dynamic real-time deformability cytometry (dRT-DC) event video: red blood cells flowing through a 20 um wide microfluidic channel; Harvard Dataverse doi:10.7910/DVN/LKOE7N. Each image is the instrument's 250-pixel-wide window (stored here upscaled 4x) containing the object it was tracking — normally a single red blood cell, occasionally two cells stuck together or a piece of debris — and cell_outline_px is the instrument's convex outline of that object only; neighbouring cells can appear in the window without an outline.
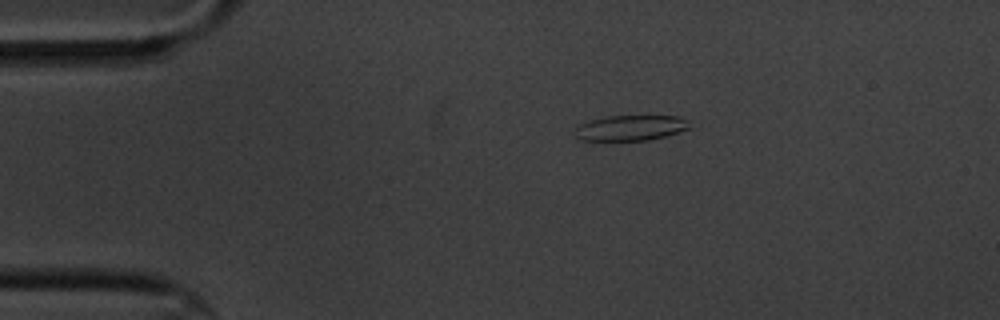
{"species": "common noctule bat (a hibernating species)", "species_latin": "Nyctalus noctula", "temperature_condition": "cold", "stored_images_in_passage": 4, "camera_frame_rate_fps": 3000, "um_per_image_px": 0.085, "animal": {"sex": "male", "body_mass_g": 20.1, "forearm_length_mm": 53.5}, "frame": {"image": 1, "passage_image": 3, "time_ms": 2.333, "image_size_px": [1000, 320], "cell_outline_px": [[692, 128], [664, 136], [648, 140], [580, 140], [576, 136], [576, 128], [580, 124], [592, 120], [608, 116], [680, 116], [688, 120]], "centroid_in_image_um": [53.66, 10.86], "position_along_channel_um": 31.3, "area_um2": 16.82}}